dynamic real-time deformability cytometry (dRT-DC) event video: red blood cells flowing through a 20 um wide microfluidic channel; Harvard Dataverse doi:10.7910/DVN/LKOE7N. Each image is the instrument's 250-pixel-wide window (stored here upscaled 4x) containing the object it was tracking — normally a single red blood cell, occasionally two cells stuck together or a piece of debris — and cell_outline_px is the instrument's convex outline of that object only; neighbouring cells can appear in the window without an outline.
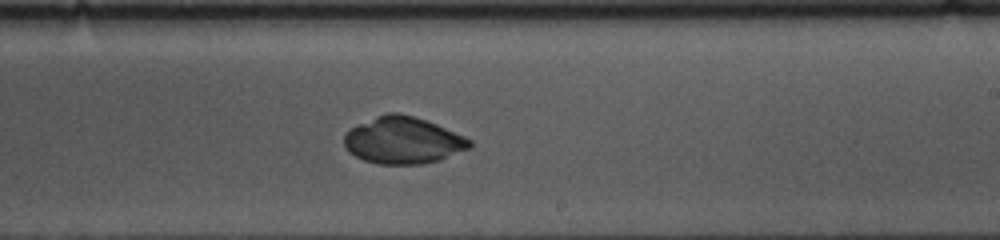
{"species": "common noctule bat (a hibernating species)", "species_latin": "Nyctalus noctula", "temperature_condition": "cold", "stored_images_in_passage": 41, "camera_frame_rate_fps": 3000, "um_per_image_px": 0.085, "animal": {"sex": "female", "body_mass_g": 10.0, "forearm_length_mm": 53.1}, "frame": {"image": 1, "passage_image": 28, "time_ms": 9.0, "image_size_px": [1000, 240], "cell_outline_px": [[472, 148], [440, 160], [420, 164], [376, 164], [364, 160], [356, 156], [344, 144], [344, 132], [348, 128], [384, 112], [400, 112], [436, 124], [464, 136], [472, 140]], "centroid_in_image_um": [34.26, 11.92], "position_along_channel_um": 254.7, "area_um2": 34.45}}
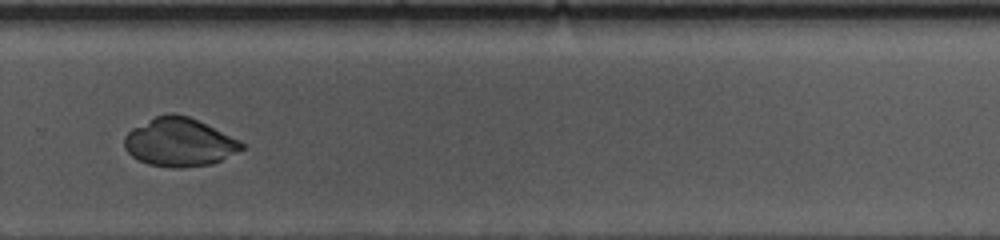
{"frame": {"image": 2, "passage_image": 33, "time_ms": 10.667, "image_size_px": [1000, 240], "cell_outline_px": [[244, 148], [212, 164], [180, 168], [172, 168], [148, 164], [132, 156], [124, 148], [124, 136], [132, 128], [156, 116], [168, 112], [172, 112], [188, 116], [240, 140], [244, 144]], "centroid_in_image_um": [15.22, 12.09], "position_along_channel_um": 314.6, "area_um2": 32.95}}